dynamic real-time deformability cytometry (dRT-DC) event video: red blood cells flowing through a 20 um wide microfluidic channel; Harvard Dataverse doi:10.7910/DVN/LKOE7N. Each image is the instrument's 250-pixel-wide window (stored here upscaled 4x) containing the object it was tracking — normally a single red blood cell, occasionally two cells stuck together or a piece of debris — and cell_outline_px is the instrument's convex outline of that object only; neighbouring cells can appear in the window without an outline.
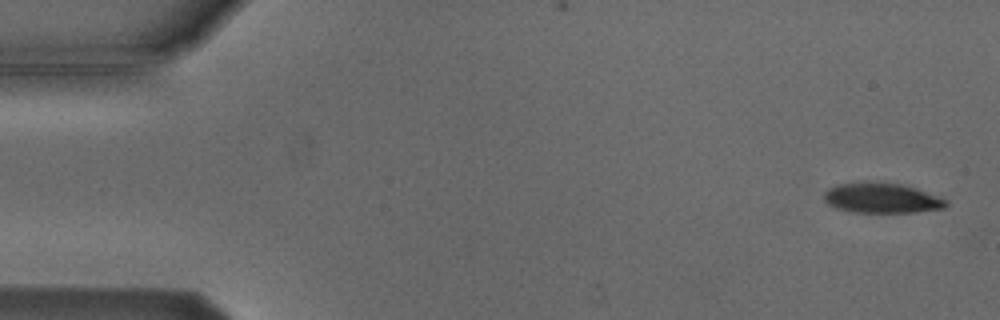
{"species": "Egyptian fruit bat (a non-hibernating species)", "species_latin": "Rousettus aegyptiacus", "temperature_condition": "cold", "stored_images_in_passage": 7, "camera_frame_rate_fps": 3000, "um_per_image_px": 0.085, "animal": {"sex": "male"}, "frame": {"image": 1, "passage_image": 1, "time_ms": 0.0, "image_size_px": [1000, 320], "cell_outline_px": [[948, 204], [944, 208], [916, 212], [852, 212], [836, 208], [828, 204], [824, 200], [824, 192], [828, 188], [836, 184], [900, 184], [916, 188], [948, 200]], "centroid_in_image_um": [74.96, 16.87], "position_along_channel_um": 10.0, "area_um2": 20.81}}
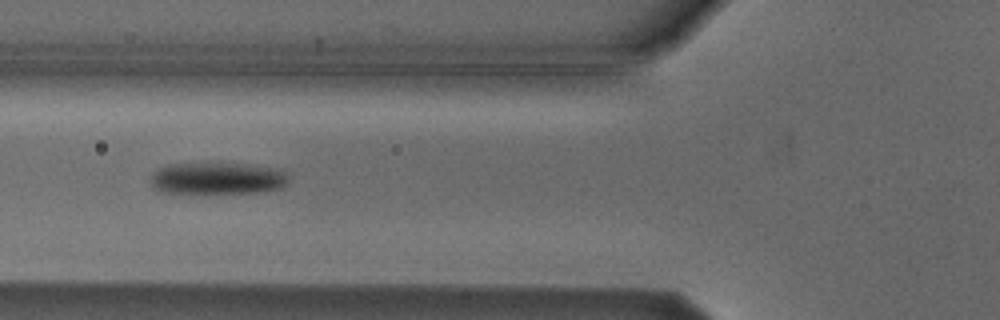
{"frame": {"image": 2, "passage_image": 6, "time_ms": 6.0, "image_size_px": [1000, 320], "cell_outline_px": [[288, 180], [280, 188], [260, 192], [160, 192], [152, 188], [148, 180], [152, 172], [156, 168], [168, 164], [208, 160], [220, 160], [280, 168], [284, 172]], "centroid_in_image_um": [18.39, 15.08], "position_along_channel_um": 107.4, "area_um2": 26.93}}
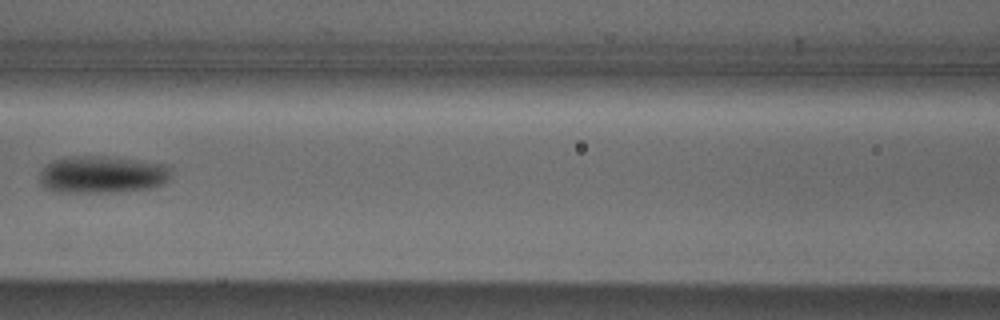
{"frame": {"image": 3, "passage_image": 7, "time_ms": 7.333, "image_size_px": [1000, 320], "cell_outline_px": [[172, 176], [164, 184], [148, 188], [120, 192], [52, 192], [40, 184], [40, 172], [52, 160], [68, 156], [104, 156], [172, 164]], "centroid_in_image_um": [8.74, 14.83], "position_along_channel_um": 157.9, "area_um2": 29.13}}